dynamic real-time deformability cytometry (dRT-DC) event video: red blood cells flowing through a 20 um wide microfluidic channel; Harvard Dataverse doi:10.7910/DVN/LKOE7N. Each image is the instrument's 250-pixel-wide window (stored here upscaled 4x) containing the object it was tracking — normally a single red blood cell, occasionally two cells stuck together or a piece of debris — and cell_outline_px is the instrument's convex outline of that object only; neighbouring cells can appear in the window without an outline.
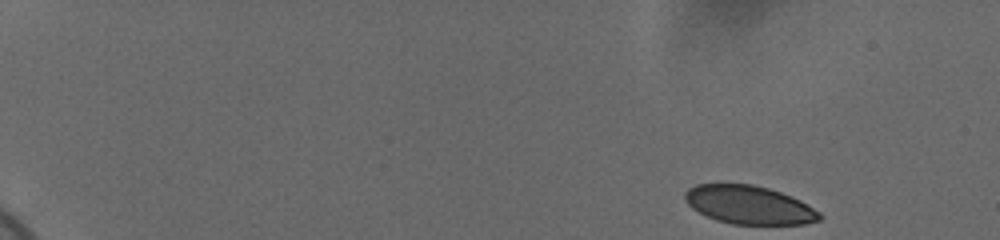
{"species": "human", "species_latin": "Homo sapiens", "temperature_condition": "cold", "stored_images_in_passage": 53, "camera_frame_rate_fps": 3000, "um_per_image_px": 0.085, "donor": {"sex": "female"}, "frame": {"image": 1, "passage_image": 1, "time_ms": 0.0, "image_size_px": [1000, 240], "cell_outline_px": [[824, 216], [820, 220], [804, 224], [732, 224], [716, 220], [692, 208], [684, 200], [684, 192], [688, 188], [696, 184], [752, 184], [768, 188], [792, 196], [800, 200], [820, 212]], "centroid_in_image_um": [63.68, 17.41], "position_along_channel_um": 21.3, "area_um2": 30.17}}
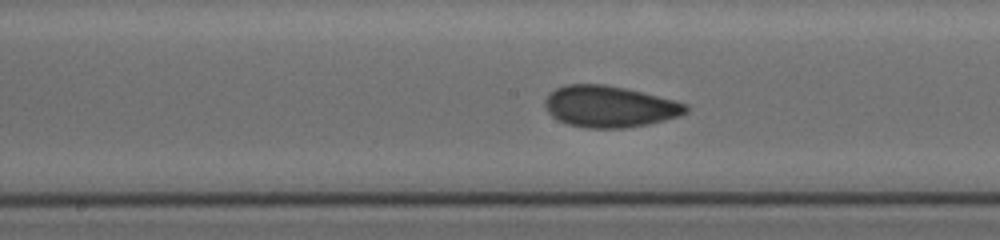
{"frame": {"image": 2, "passage_image": 28, "time_ms": 9.0, "image_size_px": [1000, 240], "cell_outline_px": [[688, 112], [680, 116], [648, 124], [624, 128], [584, 128], [568, 124], [552, 116], [548, 112], [544, 104], [544, 100], [556, 88], [564, 84], [604, 84], [624, 88], [676, 100], [688, 104]], "centroid_in_image_um": [51.83, 9.06], "position_along_channel_um": 196.4, "area_um2": 34.04}}
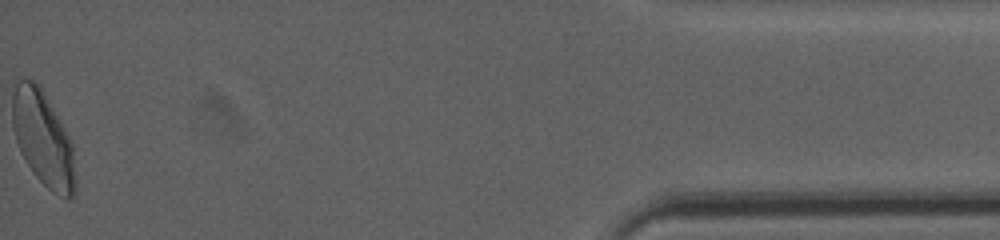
{"frame": {"image": 3, "passage_image": 53, "time_ms": 17.333, "image_size_px": [1000, 240], "cell_outline_px": [[76, 192], [68, 200], [52, 192], [32, 172], [20, 152], [12, 128], [12, 80], [16, 76], [24, 76], [36, 80], [40, 84], [68, 136], [72, 144], [76, 176]], "centroid_in_image_um": [3.61, 11.7], "position_along_channel_um": 431.6, "area_um2": 35.72}, "authors_computed_cell_mechanics": {"area_um2": 32.7726, "velocity_mm_per_s": 3.6711, "shape_relaxation_time_tau1_ms": 4.3643, "shape_relaxation_time_tau2_ms": 1.1856, "deformation_change_tau1": 0.121, "deformation_change_tau2": 0.0441}}